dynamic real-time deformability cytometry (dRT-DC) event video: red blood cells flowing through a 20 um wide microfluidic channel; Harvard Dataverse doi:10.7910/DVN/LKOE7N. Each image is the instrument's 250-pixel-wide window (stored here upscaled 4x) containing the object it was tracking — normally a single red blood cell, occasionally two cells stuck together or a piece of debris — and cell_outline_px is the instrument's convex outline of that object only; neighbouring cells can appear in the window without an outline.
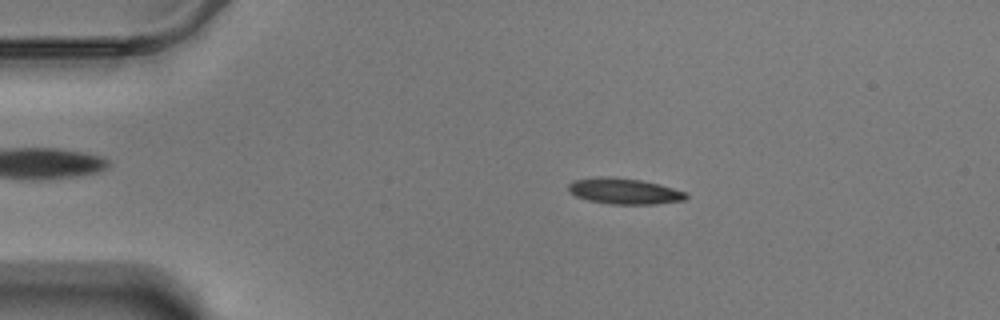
{"species": "Egyptian fruit bat (a non-hibernating species)", "species_latin": "Rousettus aegyptiacus", "temperature_condition": "warm", "stored_images_in_passage": 58, "camera_frame_rate_fps": 3000, "um_per_image_px": 0.085, "animal": {"sex": "male"}, "frame": {"image": 1, "passage_image": 11, "time_ms": 3.333, "image_size_px": [1000, 320], "cell_outline_px": [[688, 196], [684, 200], [656, 204], [612, 204], [588, 200], [576, 196], [568, 192], [568, 184], [572, 180], [600, 176], [604, 176], [640, 180], [660, 184], [688, 192]], "centroid_in_image_um": [53.06, 16.24], "position_along_channel_um": 31.9, "area_um2": 17.86}}
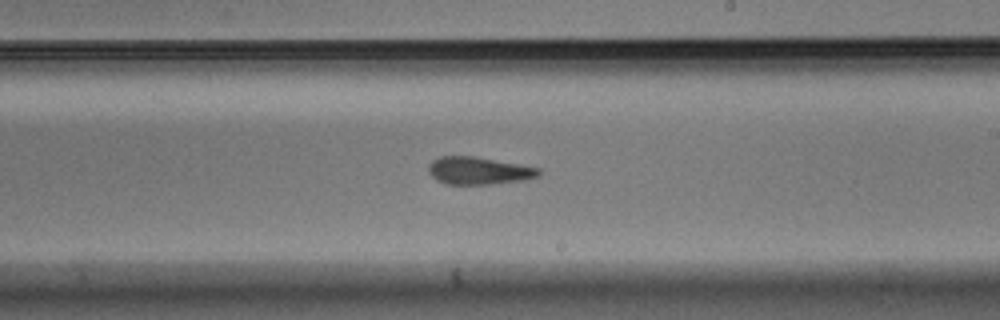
{"frame": {"image": 2, "passage_image": 34, "time_ms": 11.0, "image_size_px": [1000, 320], "cell_outline_px": [[540, 176], [528, 180], [492, 184], [444, 184], [436, 180], [428, 172], [428, 164], [432, 160], [440, 156], [472, 156], [520, 164], [540, 168]], "centroid_in_image_um": [40.7, 14.52], "position_along_channel_um": 248.3, "area_um2": 17.92}}
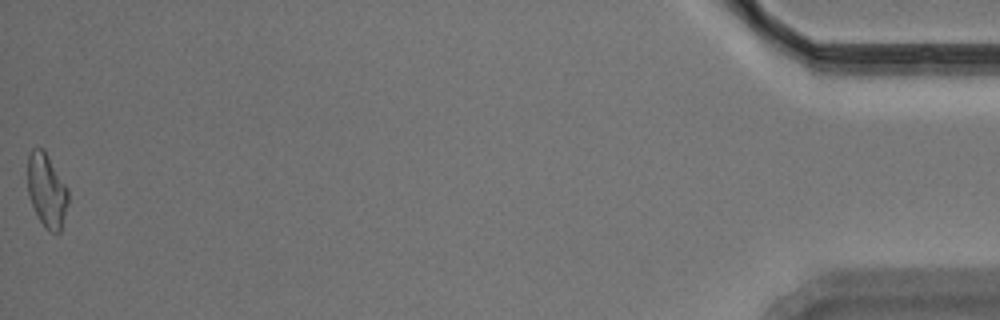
{"frame": {"image": 3, "passage_image": 58, "time_ms": 19.0, "image_size_px": [1000, 320], "cell_outline_px": [[68, 204], [60, 232], [48, 232], [44, 228], [32, 204], [28, 192], [28, 156], [32, 148], [44, 148], [68, 188]], "centroid_in_image_um": [3.98, 16.18], "position_along_channel_um": 431.2, "area_um2": 17.46}, "authors_computed_cell_mechanics": {"area_um2": 17.629, "velocity_mm_per_s": 3.4783, "shape_relaxation_time_tau1_ms": null, "shape_relaxation_time_tau2_ms": 4.4165, "deformation_change_tau1": null, "deformation_change_tau2": 0.115}}